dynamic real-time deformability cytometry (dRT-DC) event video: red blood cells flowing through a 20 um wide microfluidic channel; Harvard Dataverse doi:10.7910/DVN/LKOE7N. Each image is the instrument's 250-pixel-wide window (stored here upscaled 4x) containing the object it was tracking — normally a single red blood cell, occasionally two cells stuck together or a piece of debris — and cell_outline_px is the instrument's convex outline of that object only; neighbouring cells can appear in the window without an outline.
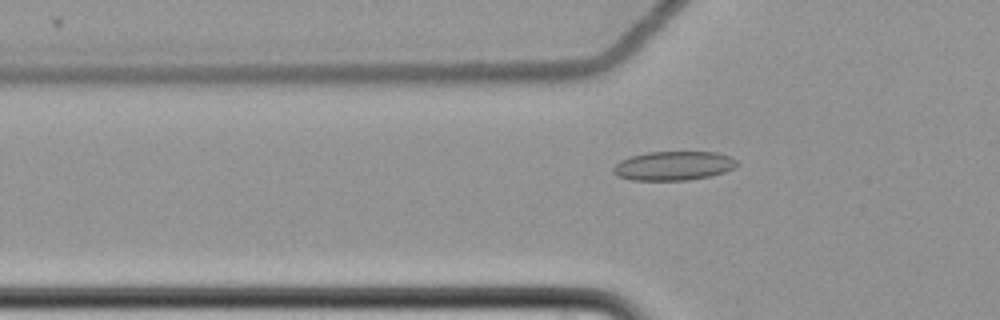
{"species": "common noctule bat (a hibernating species)", "species_latin": "Nyctalus noctula", "temperature_condition": "cold", "stored_images_in_passage": 42, "camera_frame_rate_fps": 3000, "um_per_image_px": 0.085, "animal": {"sex": "female", "body_mass_g": 22.7, "forearm_length_mm": 54.2}, "frame": {"image": 1, "passage_image": 3, "time_ms": 0.667, "image_size_px": [1000, 320], "cell_outline_px": [[740, 164], [724, 172], [712, 176], [688, 180], [632, 180], [616, 176], [612, 172], [612, 168], [620, 160], [632, 156], [648, 152], [716, 152], [732, 156]], "centroid_in_image_um": [57.26, 14.09], "position_along_channel_um": 68.5, "area_um2": 21.1}}
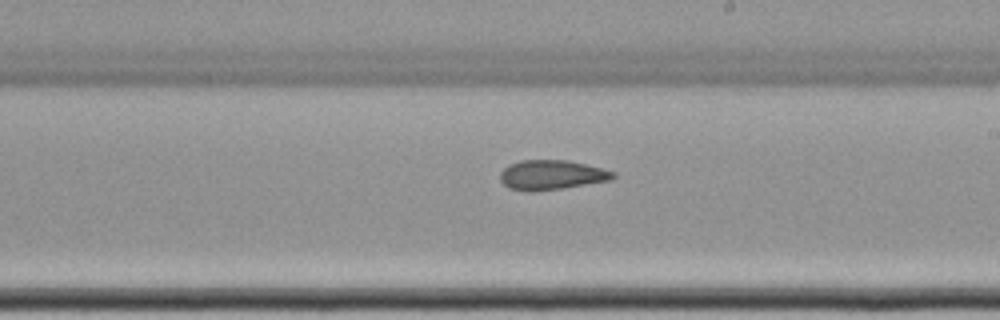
{"frame": {"image": 2, "passage_image": 18, "time_ms": 5.667, "image_size_px": [1000, 320], "cell_outline_px": [[616, 176], [612, 180], [536, 192], [528, 192], [508, 188], [500, 180], [500, 172], [508, 164], [520, 160], [568, 160], [616, 172]], "centroid_in_image_um": [46.85, 14.87], "position_along_channel_um": 242.1, "area_um2": 19.65}}
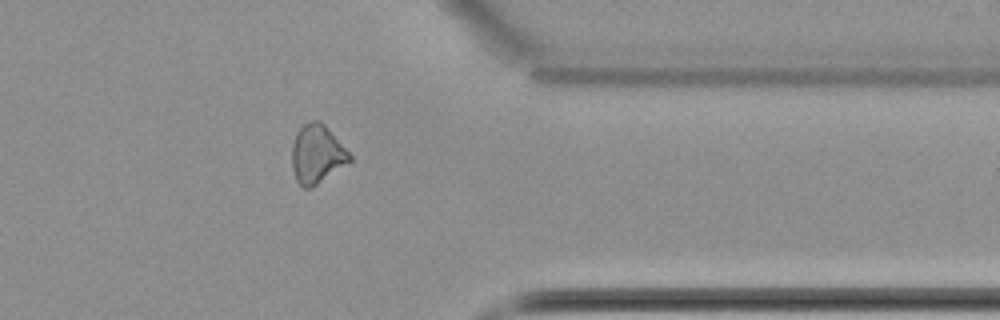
{"frame": {"image": 3, "passage_image": 31, "time_ms": 10.0, "image_size_px": [1000, 320], "cell_outline_px": [[352, 160], [316, 184], [308, 188], [304, 188], [296, 180], [292, 168], [292, 144], [296, 132], [304, 124], [312, 120], [320, 120], [324, 124], [352, 156]], "centroid_in_image_um": [26.91, 13.08], "position_along_channel_um": 384.5, "area_um2": 19.36}, "authors_computed_cell_mechanics": {"area_um2": 19.7387, "velocity_mm_per_s": 3.5023, "shape_relaxation_time_tau1_ms": null, "shape_relaxation_time_tau2_ms": 3.1055, "deformation_change_tau1": null, "deformation_change_tau2": 0.0877}}